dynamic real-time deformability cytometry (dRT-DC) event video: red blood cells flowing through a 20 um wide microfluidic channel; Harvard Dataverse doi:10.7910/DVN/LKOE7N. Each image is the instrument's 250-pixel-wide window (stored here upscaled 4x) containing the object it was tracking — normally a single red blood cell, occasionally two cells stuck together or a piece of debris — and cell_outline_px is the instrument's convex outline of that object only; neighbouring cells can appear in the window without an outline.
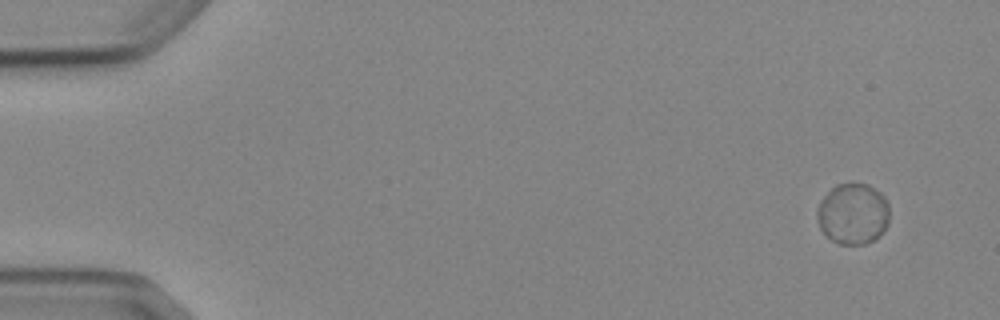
{"species": "Egyptian fruit bat (a non-hibernating species)", "species_latin": "Rousettus aegyptiacus", "temperature_condition": "cold", "stored_images_in_passage": 5, "camera_frame_rate_fps": 3000, "um_per_image_px": 0.085, "animal": {"sex": "female"}, "frame": {"image": 1, "passage_image": 1, "time_ms": 0.0, "image_size_px": [1000, 320], "cell_outline_px": [[888, 224], [884, 232], [880, 236], [864, 244], [840, 244], [832, 240], [820, 228], [816, 216], [816, 208], [824, 196], [836, 184], [868, 184], [880, 192], [884, 196], [888, 204]], "centroid_in_image_um": [72.51, 18.18], "position_along_channel_um": 12.5, "area_um2": 25.72}}
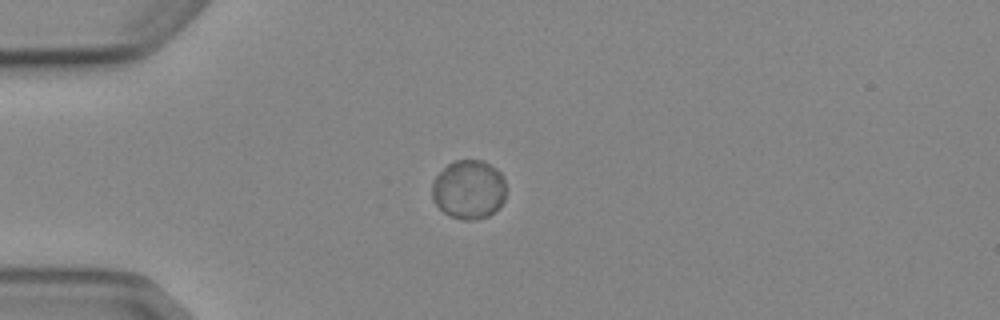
{"frame": {"image": 2, "passage_image": 4, "time_ms": 3.667, "image_size_px": [1000, 320], "cell_outline_px": [[504, 200], [488, 216], [472, 220], [464, 220], [452, 216], [444, 212], [436, 204], [432, 196], [432, 180], [452, 160], [480, 160], [496, 168], [504, 176]], "centroid_in_image_um": [39.82, 16.09], "position_along_channel_um": 45.2, "area_um2": 25.2}}